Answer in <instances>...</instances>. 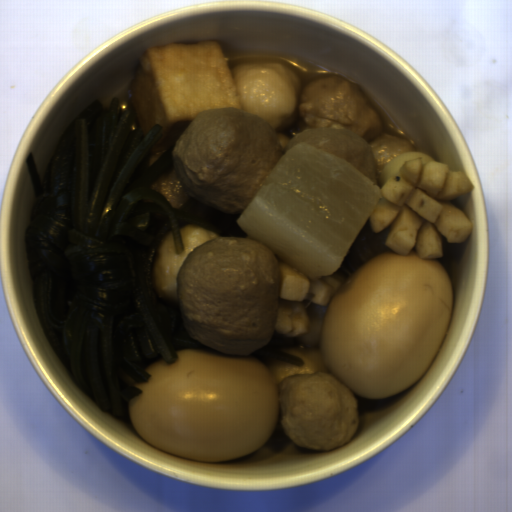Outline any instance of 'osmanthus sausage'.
Segmentation results:
<instances>
[{"label":"osmanthus sausage","instance_id":"osmanthus-sausage-1","mask_svg":"<svg viewBox=\"0 0 512 512\" xmlns=\"http://www.w3.org/2000/svg\"><path fill=\"white\" fill-rule=\"evenodd\" d=\"M382 198L368 218L375 234L388 228L385 245L401 256L413 248L421 260L444 257V238L462 244L473 227L466 212L451 201L473 192L463 170L421 152L396 156L378 173Z\"/></svg>","mask_w":512,"mask_h":512},{"label":"osmanthus sausage","instance_id":"osmanthus-sausage-2","mask_svg":"<svg viewBox=\"0 0 512 512\" xmlns=\"http://www.w3.org/2000/svg\"><path fill=\"white\" fill-rule=\"evenodd\" d=\"M277 263L279 294L274 330L318 348L331 300L348 276L337 271L313 281L278 257Z\"/></svg>","mask_w":512,"mask_h":512}]
</instances>
